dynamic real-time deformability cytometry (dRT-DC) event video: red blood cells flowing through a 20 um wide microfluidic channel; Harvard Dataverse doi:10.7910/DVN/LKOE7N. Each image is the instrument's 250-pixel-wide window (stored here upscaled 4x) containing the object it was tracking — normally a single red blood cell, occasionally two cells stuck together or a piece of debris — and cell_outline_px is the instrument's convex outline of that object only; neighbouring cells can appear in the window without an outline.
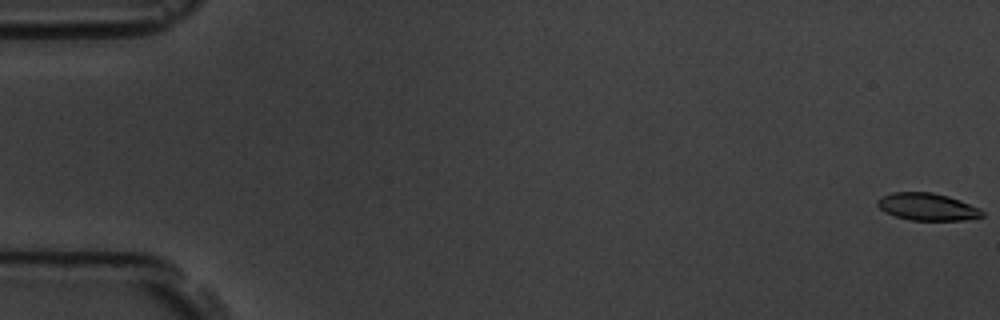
{"species": "common noctule bat (a hibernating species)", "species_latin": "Nyctalus noctula", "temperature_condition": "room temperature", "stored_images_in_passage": 58, "camera_frame_rate_fps": 3000, "um_per_image_px": 0.085, "animal": {"sex": "male", "body_mass_g": 19.5, "forearm_length_mm": 54.6}, "frame": {"image": 1, "passage_image": 1, "time_ms": 0.0, "image_size_px": [1000, 320], "cell_outline_px": [[984, 216], [964, 220], [912, 220], [896, 216], [884, 212], [876, 204], [876, 200], [880, 196], [892, 192], [932, 192], [948, 196], [960, 200], [980, 208], [984, 212]], "centroid_in_image_um": [78.81, 17.57], "position_along_channel_um": 6.2, "area_um2": 16.76}}
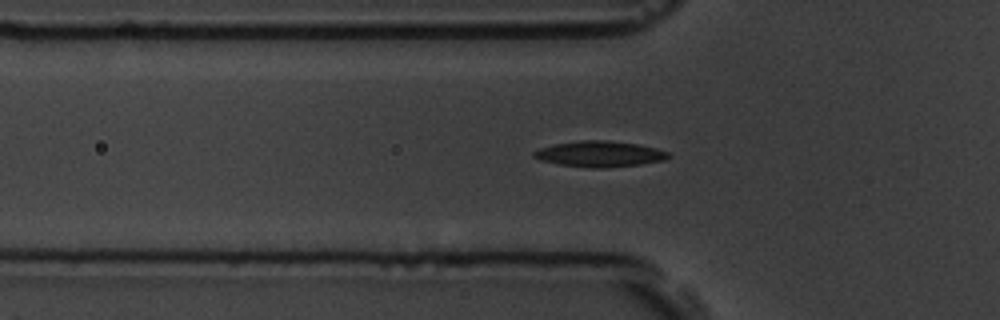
{"frame": {"image": 2, "passage_image": 20, "time_ms": 6.333, "image_size_px": [1000, 320], "cell_outline_px": [[672, 156], [664, 160], [640, 164], [604, 168], [592, 168], [560, 164], [540, 160], [532, 156], [532, 152], [540, 148], [556, 144], [580, 140], [608, 140], [640, 144], [656, 148], [668, 152]], "centroid_in_image_um": [50.99, 13.08], "position_along_channel_um": 74.8, "area_um2": 20.23}}
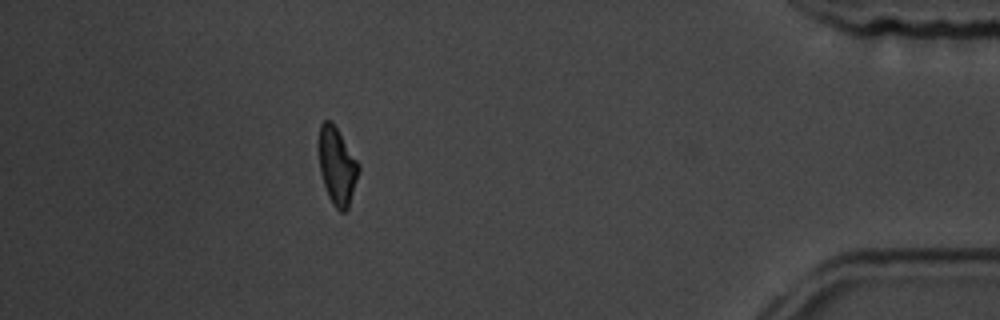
{"frame": {"image": 3, "passage_image": 52, "time_ms": 17.0, "image_size_px": [1000, 320], "cell_outline_px": [[360, 168], [348, 208], [344, 212], [340, 212], [332, 204], [328, 196], [320, 172], [320, 124], [324, 120], [332, 120], [360, 164]], "centroid_in_image_um": [28.67, 14.11], "position_along_channel_um": 406.5, "area_um2": 17.74}, "authors_computed_cell_mechanics": {"area_um2": 18.5249, "velocity_mm_per_s": 3.5798, "shape_relaxation_time_tau1_ms": 4.2095, "shape_relaxation_time_tau2_ms": 3.936, "deformation_change_tau1": 0.1351, "deformation_change_tau2": 0.1207}}